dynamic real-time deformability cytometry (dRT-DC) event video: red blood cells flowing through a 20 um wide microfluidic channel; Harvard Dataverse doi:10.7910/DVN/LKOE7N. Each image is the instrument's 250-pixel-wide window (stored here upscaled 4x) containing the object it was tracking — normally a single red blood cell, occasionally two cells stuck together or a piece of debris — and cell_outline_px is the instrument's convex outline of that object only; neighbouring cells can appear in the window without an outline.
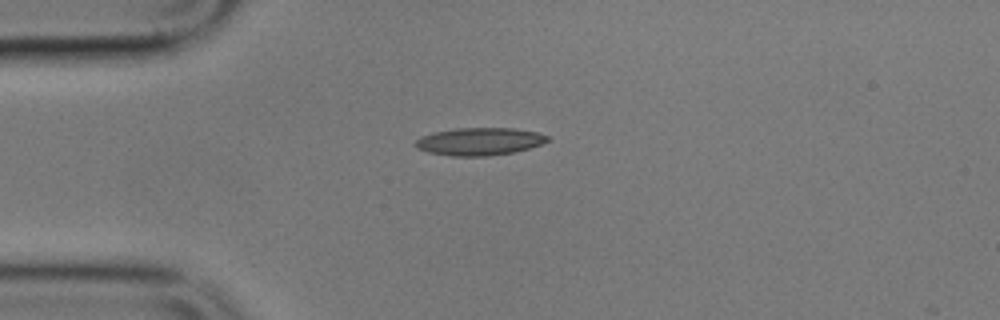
{"species": "common noctule bat (a hibernating species)", "species_latin": "Nyctalus noctula", "temperature_condition": "cold", "stored_images_in_passage": 5, "camera_frame_rate_fps": 3000, "um_per_image_px": 0.085, "animal": {"sex": "male", "body_mass_g": 17.9}, "frame": {"image": 1, "passage_image": 5, "time_ms": 6.0, "image_size_px": [1000, 320], "cell_outline_px": [[548, 140], [540, 144], [528, 148], [512, 152], [488, 156], [452, 156], [428, 152], [416, 148], [412, 144], [420, 136], [432, 132], [456, 128], [512, 128], [536, 132], [548, 136]], "centroid_in_image_um": [40.67, 12.02], "position_along_channel_um": 44.3, "area_um2": 21.21}}